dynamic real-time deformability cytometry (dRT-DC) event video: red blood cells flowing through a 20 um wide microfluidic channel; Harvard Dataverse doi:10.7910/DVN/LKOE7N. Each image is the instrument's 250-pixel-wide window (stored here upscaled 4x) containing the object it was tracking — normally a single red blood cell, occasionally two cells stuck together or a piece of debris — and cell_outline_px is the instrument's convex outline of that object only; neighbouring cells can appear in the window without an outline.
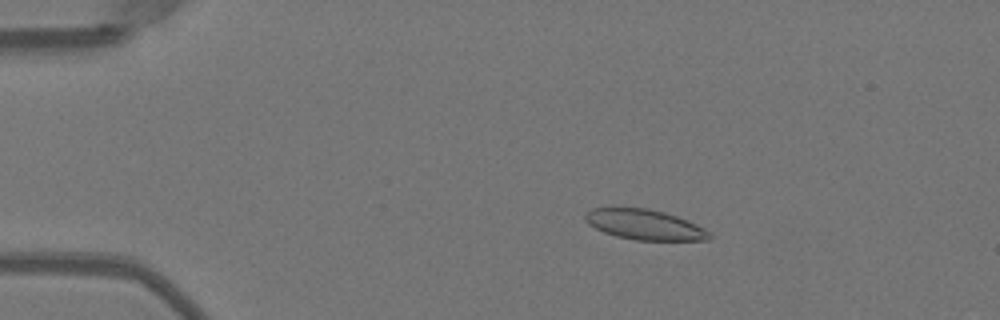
{"species": "Egyptian fruit bat (a non-hibernating species)", "species_latin": "Rousettus aegyptiacus", "temperature_condition": "warm", "stored_images_in_passage": 47, "camera_frame_rate_fps": 3000, "um_per_image_px": 0.085, "animal": {"sex": "female"}, "frame": {"image": 1, "passage_image": 5, "time_ms": 1.333, "image_size_px": [1000, 320], "cell_outline_px": [[712, 236], [708, 240], [636, 240], [616, 236], [604, 232], [588, 224], [584, 220], [584, 216], [592, 208], [648, 208], [664, 212], [676, 216], [696, 224], [712, 232]], "centroid_in_image_um": [54.81, 19.1], "position_along_channel_um": 30.2, "area_um2": 21.79}}
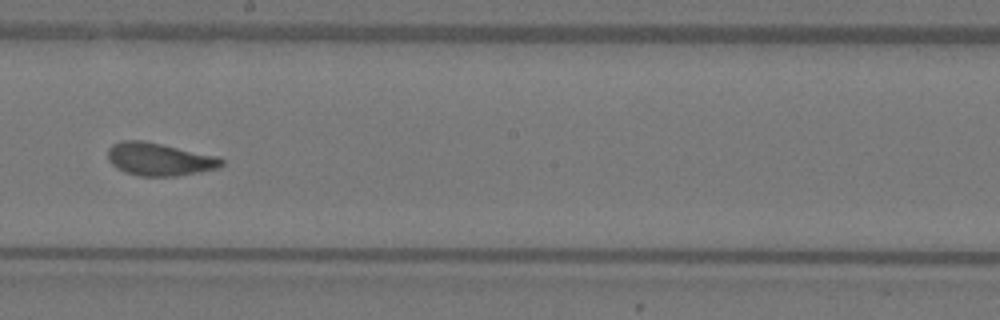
{"frame": {"image": 2, "passage_image": 25, "time_ms": 8.0, "image_size_px": [1000, 320], "cell_outline_px": [[224, 164], [220, 168], [200, 172], [176, 176], [140, 176], [124, 172], [116, 168], [108, 160], [108, 148], [112, 144], [120, 140], [144, 140], [216, 156], [224, 160]], "centroid_in_image_um": [13.52, 13.53], "position_along_channel_um": 234.7, "area_um2": 21.91}}
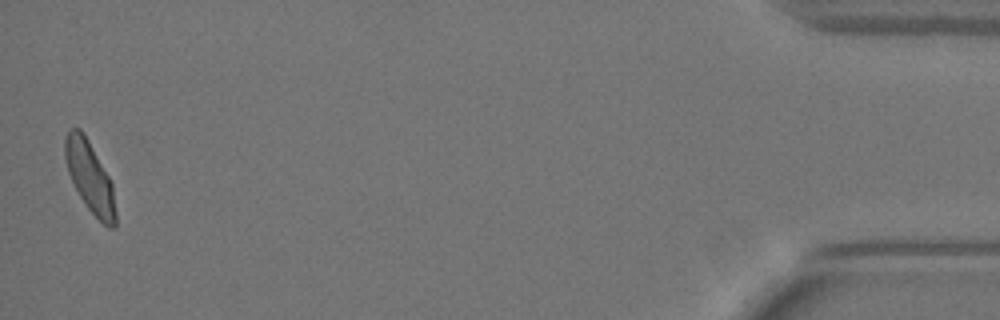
{"frame": {"image": 3, "passage_image": 46, "time_ms": 15.0, "image_size_px": [1000, 320], "cell_outline_px": [[116, 228], [108, 228], [84, 204], [68, 172], [64, 156], [64, 140], [68, 128], [80, 128], [84, 132], [108, 176], [112, 184], [116, 212]], "centroid_in_image_um": [7.62, 15.03], "position_along_channel_um": 427.6, "area_um2": 20.75}}